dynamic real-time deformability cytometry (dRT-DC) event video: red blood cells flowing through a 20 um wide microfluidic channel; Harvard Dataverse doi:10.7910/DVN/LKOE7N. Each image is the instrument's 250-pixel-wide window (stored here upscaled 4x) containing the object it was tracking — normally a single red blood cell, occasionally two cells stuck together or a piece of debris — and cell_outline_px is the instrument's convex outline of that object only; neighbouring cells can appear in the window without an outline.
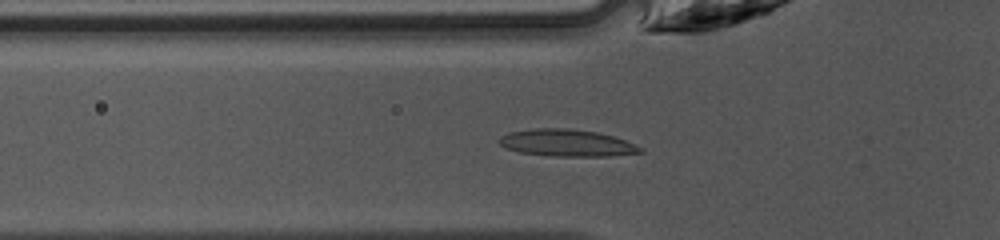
{"species": "common noctule bat (a hibernating species)", "species_latin": "Nyctalus noctula", "temperature_condition": "warm", "stored_images_in_passage": 34, "camera_frame_rate_fps": 3000, "um_per_image_px": 0.085, "animal": {"sex": "female", "body_mass_g": 10.0, "forearm_length_mm": 53.1}, "frame": {"image": 1, "passage_image": 3, "time_ms": 0.667, "image_size_px": [1000, 240], "cell_outline_px": [[644, 152], [608, 156], [552, 156], [520, 152], [504, 148], [496, 140], [500, 136], [508, 132], [532, 128], [568, 128], [596, 132], [612, 136], [624, 140], [640, 148]], "centroid_in_image_um": [48.08, 12.14], "position_along_channel_um": 77.7, "area_um2": 22.14}}
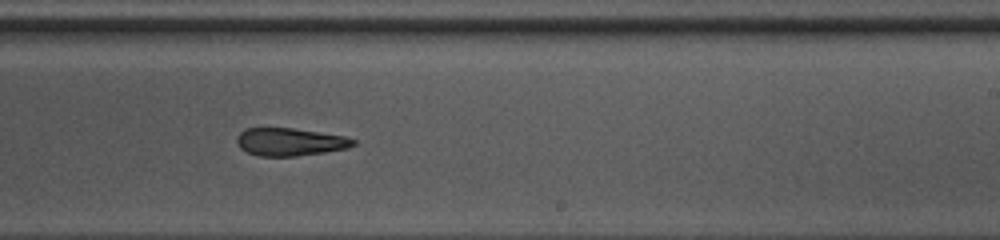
{"frame": {"image": 2, "passage_image": 16, "time_ms": 5.0, "image_size_px": [1000, 240], "cell_outline_px": [[356, 144], [348, 148], [324, 152], [296, 156], [260, 156], [248, 152], [240, 148], [236, 140], [236, 136], [244, 128], [292, 128], [344, 136], [356, 140]], "centroid_in_image_um": [24.63, 12.06], "position_along_channel_um": 264.4, "area_um2": 18.79}}
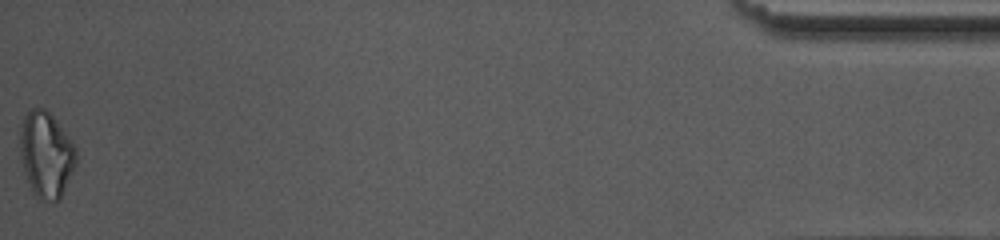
{"frame": {"image": 3, "passage_image": 34, "time_ms": 11.0, "image_size_px": [1000, 240], "cell_outline_px": [[76, 164], [60, 200], [40, 200], [32, 192], [24, 172], [20, 156], [20, 132], [24, 116], [32, 108], [44, 108], [56, 120], [76, 148]], "centroid_in_image_um": [3.91, 13.15], "position_along_channel_um": 431.3, "area_um2": 27.86}, "authors_computed_cell_mechanics": {"area_um2": 20.0855, "velocity_mm_per_s": 4.2892, "shape_relaxation_time_tau1_ms": null, "shape_relaxation_time_tau2_ms": 4.3894, "deformation_change_tau1": null, "deformation_change_tau2": 0.1551}}